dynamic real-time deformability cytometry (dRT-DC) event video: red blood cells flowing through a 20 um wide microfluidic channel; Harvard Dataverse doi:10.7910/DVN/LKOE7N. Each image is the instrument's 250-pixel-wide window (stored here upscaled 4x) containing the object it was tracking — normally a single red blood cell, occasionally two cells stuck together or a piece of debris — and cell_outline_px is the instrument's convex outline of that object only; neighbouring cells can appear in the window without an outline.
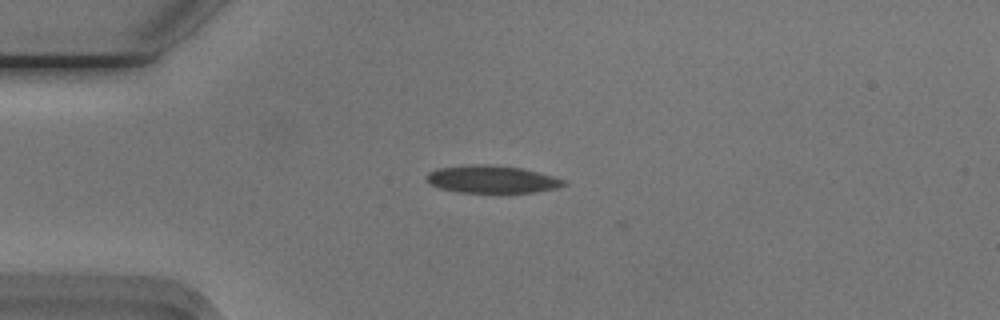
{"species": "Egyptian fruit bat (a non-hibernating species)", "species_latin": "Rousettus aegyptiacus", "temperature_condition": "cold", "stored_images_in_passage": 37, "camera_frame_rate_fps": 3000, "um_per_image_px": 0.085, "animal": {"sex": "male"}, "frame": {"image": 1, "passage_image": 1, "time_ms": 0.0, "image_size_px": [1000, 320], "cell_outline_px": [[568, 184], [556, 188], [532, 192], [460, 192], [440, 188], [428, 184], [424, 176], [428, 172], [436, 168], [480, 164], [520, 168], [568, 180]], "centroid_in_image_um": [41.77, 15.24], "position_along_channel_um": 43.2, "area_um2": 21.79}}
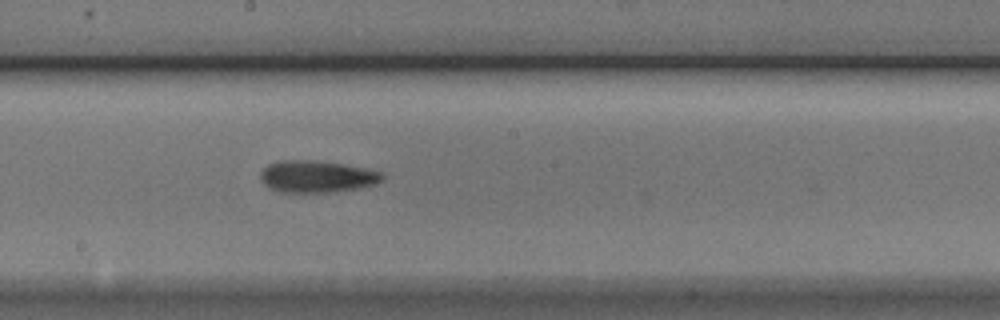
{"frame": {"image": 2, "passage_image": 17, "time_ms": 5.333, "image_size_px": [1000, 320], "cell_outline_px": [[384, 180], [376, 184], [360, 188], [336, 192], [280, 192], [268, 188], [260, 180], [260, 172], [268, 164], [280, 160], [312, 160], [340, 164], [364, 168], [384, 172]], "centroid_in_image_um": [26.93, 15.01], "position_along_channel_um": 221.3, "area_um2": 22.89}}
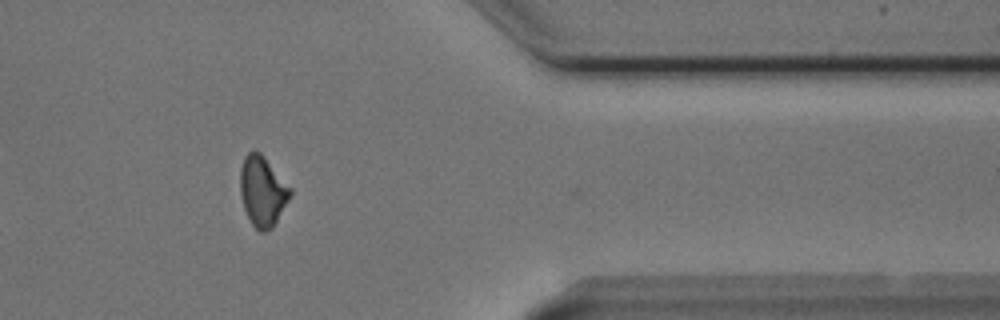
{"frame": {"image": 3, "passage_image": 32, "time_ms": 10.333, "image_size_px": [1000, 320], "cell_outline_px": [[292, 196], [272, 228], [264, 232], [260, 232], [252, 224], [244, 208], [240, 196], [240, 168], [244, 156], [252, 148], [260, 152], [264, 156], [292, 188]], "centroid_in_image_um": [22.32, 16.22], "position_along_channel_um": 389.1, "area_um2": 20.75}, "authors_computed_cell_mechanics": {"area_um2": 21.7906, "velocity_mm_per_s": 3.7561, "shape_relaxation_time_tau1_ms": 5.8654, "shape_relaxation_time_tau2_ms": null, "deformation_change_tau1": 0.1123, "deformation_change_tau2": null}}